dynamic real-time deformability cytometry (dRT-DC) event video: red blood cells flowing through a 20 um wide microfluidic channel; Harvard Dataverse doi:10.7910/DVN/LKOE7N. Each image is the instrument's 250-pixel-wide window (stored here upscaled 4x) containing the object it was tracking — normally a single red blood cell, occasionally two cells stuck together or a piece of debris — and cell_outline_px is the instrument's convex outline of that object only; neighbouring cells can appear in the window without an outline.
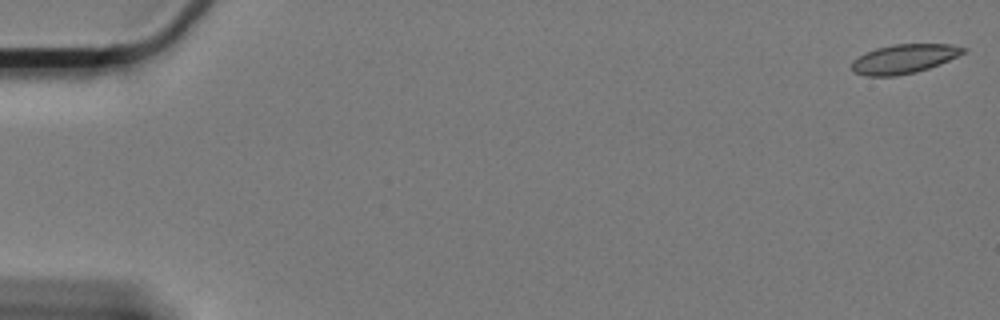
{"species": "Egyptian fruit bat (a non-hibernating species)", "species_latin": "Rousettus aegyptiacus", "temperature_condition": "cold", "stored_images_in_passage": 13, "camera_frame_rate_fps": 3000, "um_per_image_px": 0.085, "animal": {"sex": "female"}, "frame": {"image": 1, "passage_image": 1, "time_ms": 0.0, "image_size_px": [1000, 320], "cell_outline_px": [[968, 48], [964, 52], [940, 64], [916, 72], [896, 76], [868, 76], [852, 72], [852, 60], [864, 52], [876, 48], [892, 44], [952, 44]], "centroid_in_image_um": [76.8, 5.0], "position_along_channel_um": 8.2, "area_um2": 19.02}}